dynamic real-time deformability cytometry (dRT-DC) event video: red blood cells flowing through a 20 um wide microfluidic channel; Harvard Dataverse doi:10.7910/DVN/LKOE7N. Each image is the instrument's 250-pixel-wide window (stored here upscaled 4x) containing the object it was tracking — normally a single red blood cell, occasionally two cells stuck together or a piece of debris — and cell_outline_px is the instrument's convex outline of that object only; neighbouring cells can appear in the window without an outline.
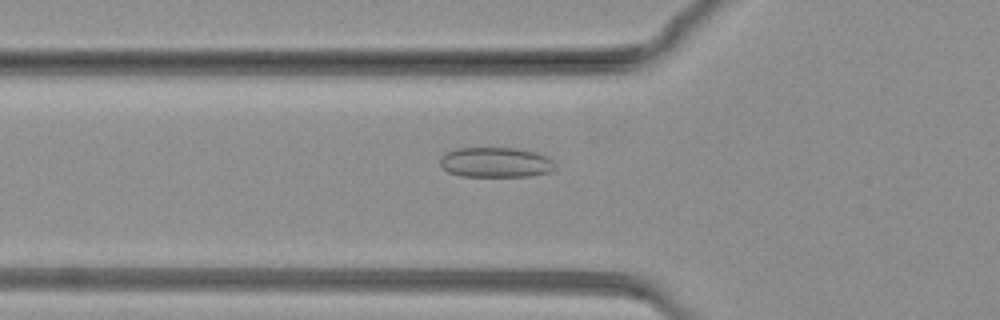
{"species": "common noctule bat (a hibernating species)", "species_latin": "Nyctalus noctula", "temperature_condition": "warm", "stored_images_in_passage": 76, "camera_frame_rate_fps": 3000, "um_per_image_px": 0.085, "animal": {"sex": "female", "body_mass_g": 19.3, "forearm_length_mm": 54.1}, "frame": {"image": 1, "passage_image": 23, "time_ms": 7.333, "image_size_px": [1000, 320], "cell_outline_px": [[556, 168], [552, 172], [532, 176], [460, 176], [448, 172], [440, 164], [440, 156], [444, 152], [456, 148], [516, 148], [536, 152], [548, 156], [556, 164]], "centroid_in_image_um": [42.16, 13.8], "position_along_channel_um": 83.6, "area_um2": 20.52}}
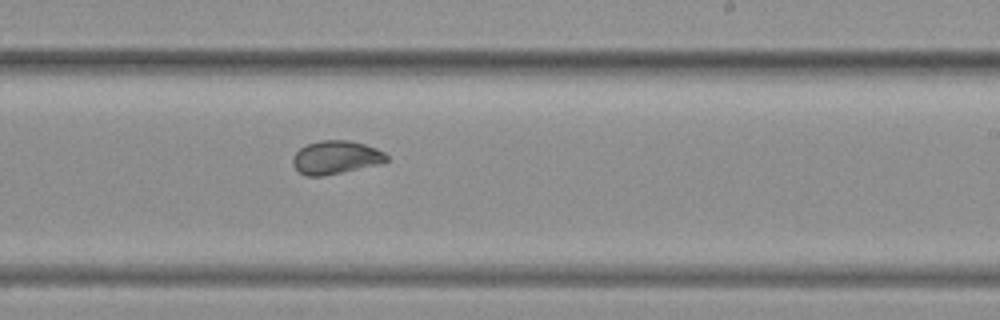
{"frame": {"image": 2, "passage_image": 44, "time_ms": 14.333, "image_size_px": [1000, 320], "cell_outline_px": [[388, 160], [384, 164], [324, 176], [308, 176], [300, 172], [292, 164], [292, 156], [300, 148], [308, 144], [320, 140], [348, 140], [364, 144], [376, 148], [384, 152], [388, 156]], "centroid_in_image_um": [28.58, 13.39], "position_along_channel_um": 260.4, "area_um2": 18.44}}
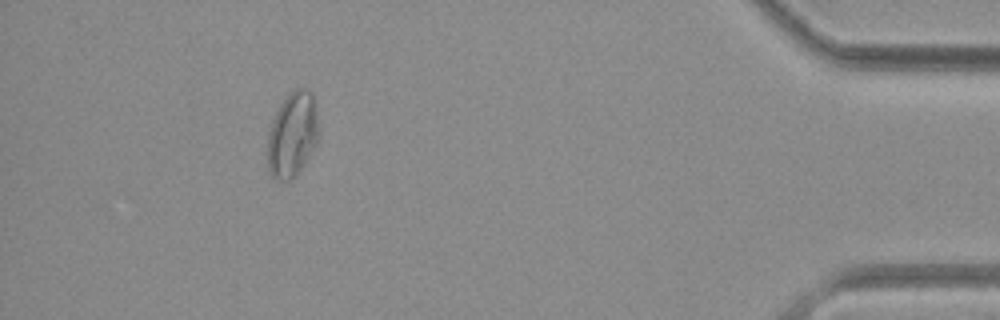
{"frame": {"image": 3, "passage_image": 69, "time_ms": 22.667, "image_size_px": [1000, 320], "cell_outline_px": [[320, 132], [316, 144], [304, 164], [296, 176], [288, 180], [276, 180], [268, 172], [268, 132], [272, 120], [280, 104], [296, 88], [308, 88], [312, 92]], "centroid_in_image_um": [24.86, 11.45], "position_along_channel_um": 410.3, "area_um2": 25.32}}